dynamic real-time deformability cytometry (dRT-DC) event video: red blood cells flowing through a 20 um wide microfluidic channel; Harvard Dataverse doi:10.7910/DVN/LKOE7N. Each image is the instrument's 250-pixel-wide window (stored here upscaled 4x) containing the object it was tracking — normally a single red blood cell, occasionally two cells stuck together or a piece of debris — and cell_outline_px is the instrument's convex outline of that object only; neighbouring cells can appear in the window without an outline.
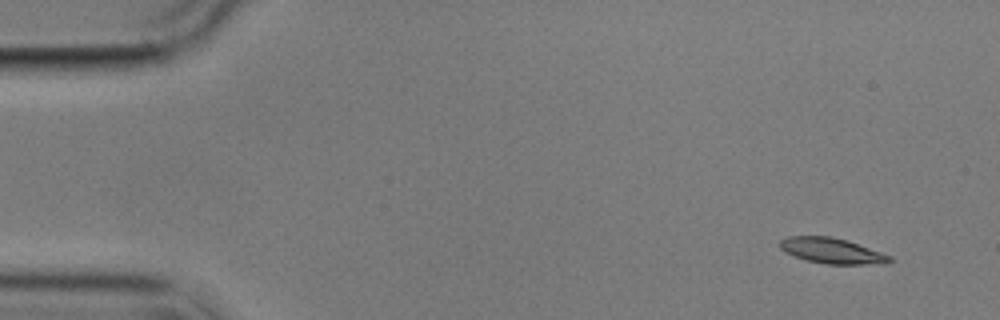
{"species": "common noctule bat (a hibernating species)", "species_latin": "Nyctalus noctula", "temperature_condition": "cold", "stored_images_in_passage": 5, "camera_frame_rate_fps": 3000, "um_per_image_px": 0.085, "animal": {"sex": "male", "body_mass_g": 17.9}, "frame": {"image": 1, "passage_image": 1, "time_ms": 0.0, "image_size_px": [1000, 320], "cell_outline_px": [[892, 260], [888, 264], [828, 264], [808, 260], [784, 252], [780, 248], [780, 240], [788, 236], [832, 236], [848, 240], [892, 256]], "centroid_in_image_um": [70.75, 21.31], "position_along_channel_um": 14.3, "area_um2": 16.36}}